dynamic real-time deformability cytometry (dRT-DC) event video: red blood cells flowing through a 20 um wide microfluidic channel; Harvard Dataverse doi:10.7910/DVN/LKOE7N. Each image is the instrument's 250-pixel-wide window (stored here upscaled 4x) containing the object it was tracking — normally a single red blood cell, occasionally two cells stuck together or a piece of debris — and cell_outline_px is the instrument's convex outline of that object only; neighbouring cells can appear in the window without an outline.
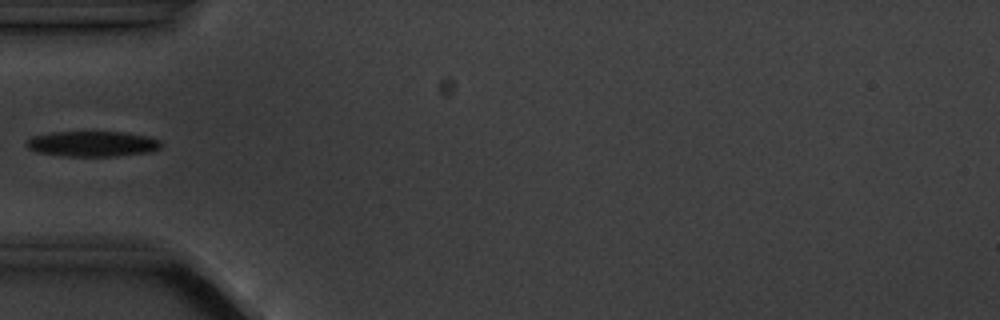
{"species": "common noctule bat (a hibernating species)", "species_latin": "Nyctalus noctula", "temperature_condition": "cold", "stored_images_in_passage": 5, "camera_frame_rate_fps": 3000, "um_per_image_px": 0.085, "animal": {"sex": "male", "body_mass_g": 20.1, "forearm_length_mm": 53.5}, "frame": {"image": 1, "passage_image": 5, "time_ms": 4.667, "image_size_px": [1000, 320], "cell_outline_px": [[160, 148], [148, 152], [116, 156], [64, 156], [36, 152], [28, 148], [28, 140], [32, 136], [52, 132], [124, 132], [144, 136], [160, 140]], "centroid_in_image_um": [7.83, 12.23], "position_along_channel_um": 77.2, "area_um2": 19.71}}